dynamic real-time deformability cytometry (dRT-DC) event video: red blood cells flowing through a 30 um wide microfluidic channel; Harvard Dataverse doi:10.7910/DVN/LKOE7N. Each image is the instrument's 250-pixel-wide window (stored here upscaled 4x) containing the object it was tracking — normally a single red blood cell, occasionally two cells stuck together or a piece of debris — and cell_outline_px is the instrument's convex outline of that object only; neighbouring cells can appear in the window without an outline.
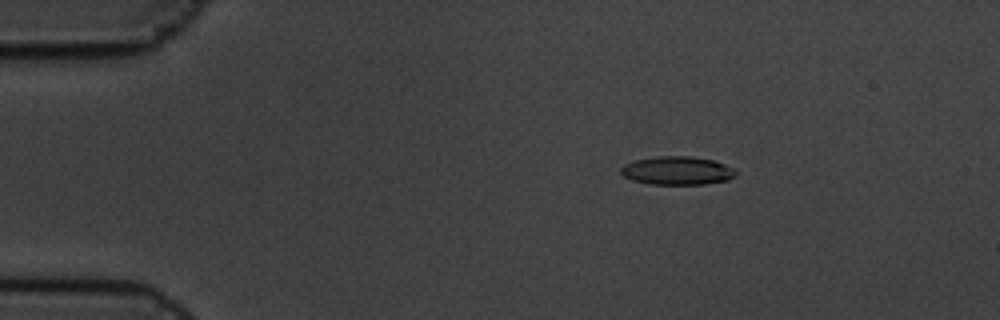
{"species": "common noctule bat (a hibernating species)", "species_latin": "Nyctalus noctula", "temperature_condition": "cold", "stored_images_in_passage": 13, "camera_frame_rate_fps": 3000, "um_per_image_px": 0.085, "animal": {"sex": "male", "body_mass_g": 19.5, "forearm_length_mm": 54.6}, "frame": {"image": 1, "passage_image": 4, "time_ms": 1.0, "image_size_px": [1000, 320], "cell_outline_px": [[736, 176], [728, 180], [704, 184], [648, 184], [632, 180], [624, 176], [620, 172], [620, 168], [624, 164], [636, 160], [660, 156], [688, 156], [712, 160], [724, 164], [732, 168], [736, 172]], "centroid_in_image_um": [57.54, 14.51], "position_along_channel_um": 27.5, "area_um2": 18.9}}
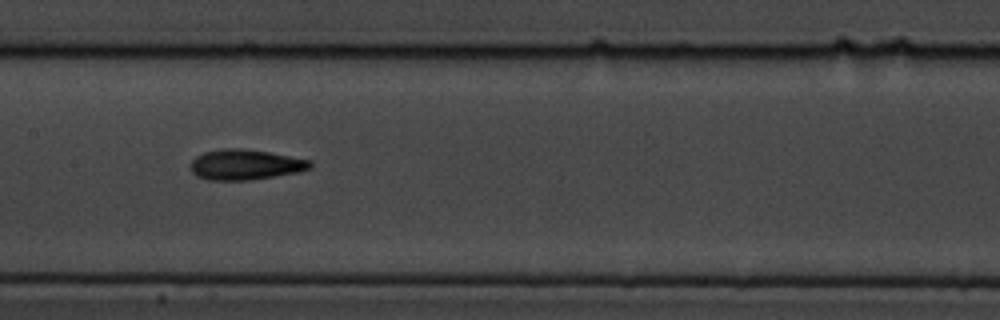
{"frame": {"image": 2, "passage_image": 9, "time_ms": 2.667, "image_size_px": [1000, 320], "cell_outline_px": [[312, 168], [296, 172], [248, 180], [208, 180], [196, 176], [192, 172], [192, 160], [196, 156], [204, 152], [224, 148], [240, 148], [268, 152], [312, 160]], "centroid_in_image_um": [20.84, 13.99], "position_along_channel_um": 186.6, "area_um2": 20.98}}
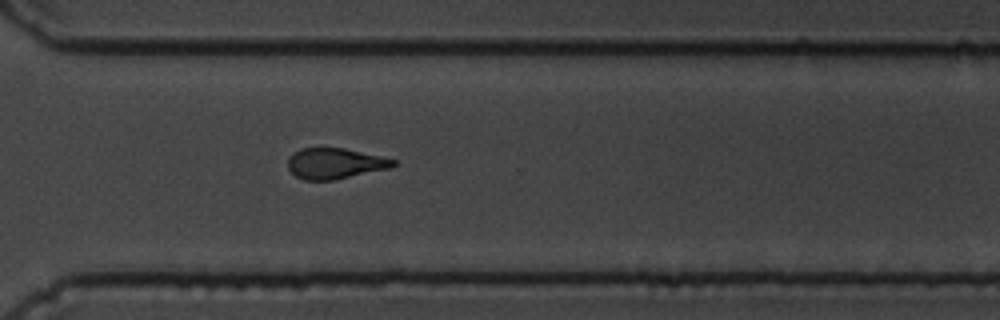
{"frame": {"image": 3, "passage_image": 13, "time_ms": 4.0, "image_size_px": [1000, 320], "cell_outline_px": [[396, 164], [392, 168], [336, 180], [304, 180], [296, 176], [288, 168], [288, 156], [300, 148], [344, 148], [384, 156], [396, 160]], "centroid_in_image_um": [28.51, 13.89], "position_along_channel_um": 342.1, "area_um2": 19.19}}